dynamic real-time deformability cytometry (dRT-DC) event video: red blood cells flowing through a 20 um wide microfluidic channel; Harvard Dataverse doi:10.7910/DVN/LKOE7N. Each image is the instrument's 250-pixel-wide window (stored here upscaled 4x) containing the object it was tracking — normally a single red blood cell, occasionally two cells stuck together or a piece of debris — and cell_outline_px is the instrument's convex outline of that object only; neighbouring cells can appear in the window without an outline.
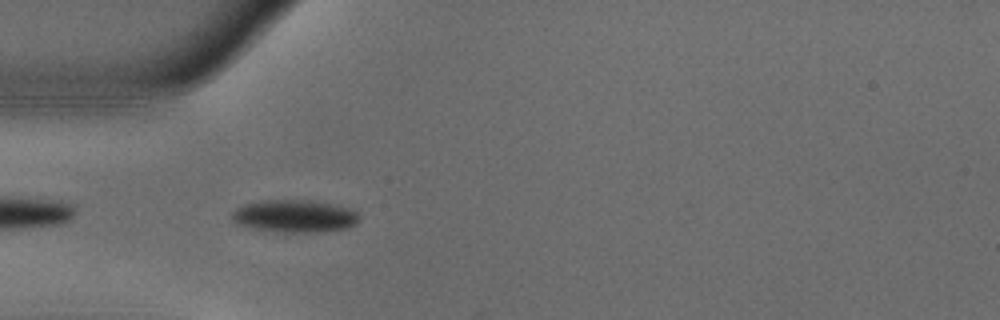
{"species": "common noctule bat (a hibernating species)", "species_latin": "Nyctalus noctula", "temperature_condition": "warm", "stored_images_in_passage": 40, "camera_frame_rate_fps": 3000, "um_per_image_px": 0.085, "animal": {"sex": "male", "body_mass_g": 18.8}, "frame": {"image": 1, "passage_image": 2, "time_ms": 0.333, "image_size_px": [1000, 320], "cell_outline_px": [[360, 220], [356, 224], [348, 228], [328, 232], [280, 232], [256, 228], [236, 224], [232, 216], [232, 212], [236, 208], [244, 204], [260, 200], [308, 200], [348, 208], [356, 212], [360, 216]], "centroid_in_image_um": [25.06, 18.38], "position_along_channel_um": 59.9, "area_um2": 24.1}}
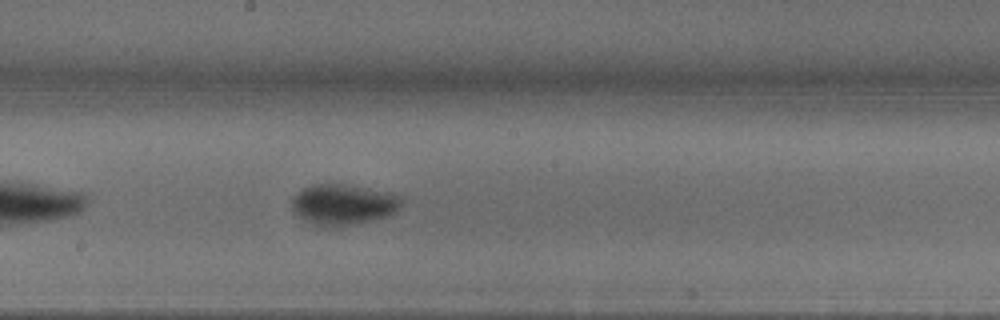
{"frame": {"image": 2, "passage_image": 15, "time_ms": 4.667, "image_size_px": [1000, 320], "cell_outline_px": [[400, 208], [396, 212], [388, 216], [356, 224], [332, 228], [324, 228], [312, 224], [304, 220], [292, 208], [292, 196], [304, 188], [312, 184], [344, 184], [388, 192], [400, 196]], "centroid_in_image_um": [29.15, 17.4], "position_along_channel_um": 219.0, "area_um2": 26.13}}
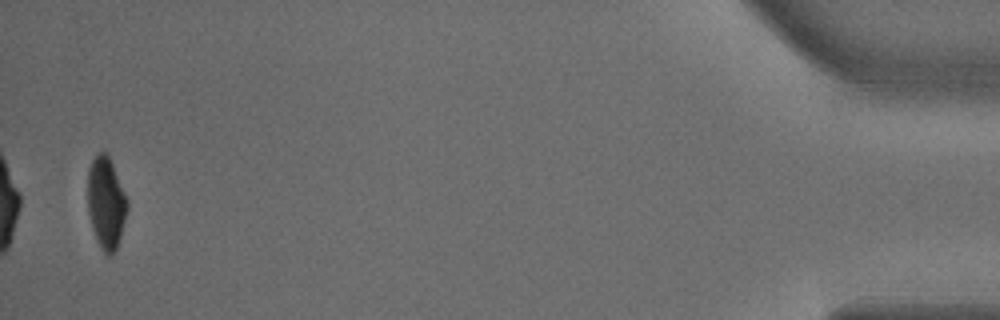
{"frame": {"image": 3, "passage_image": 39, "time_ms": 12.667, "image_size_px": [1000, 320], "cell_outline_px": [[128, 208], [120, 236], [116, 248], [112, 256], [108, 256], [100, 248], [96, 240], [92, 228], [88, 212], [88, 168], [92, 160], [100, 152], [104, 152], [108, 156], [112, 164], [128, 200]], "centroid_in_image_um": [9.01, 17.28], "position_along_channel_um": 426.2, "area_um2": 20.98}, "authors_computed_cell_mechanics": {"area_um2": 24.2182, "velocity_mm_per_s": 3.6987, "shape_relaxation_time_tau1_ms": 3.3851, "shape_relaxation_time_tau2_ms": null, "deformation_change_tau1": 0.1523, "deformation_change_tau2": null}}